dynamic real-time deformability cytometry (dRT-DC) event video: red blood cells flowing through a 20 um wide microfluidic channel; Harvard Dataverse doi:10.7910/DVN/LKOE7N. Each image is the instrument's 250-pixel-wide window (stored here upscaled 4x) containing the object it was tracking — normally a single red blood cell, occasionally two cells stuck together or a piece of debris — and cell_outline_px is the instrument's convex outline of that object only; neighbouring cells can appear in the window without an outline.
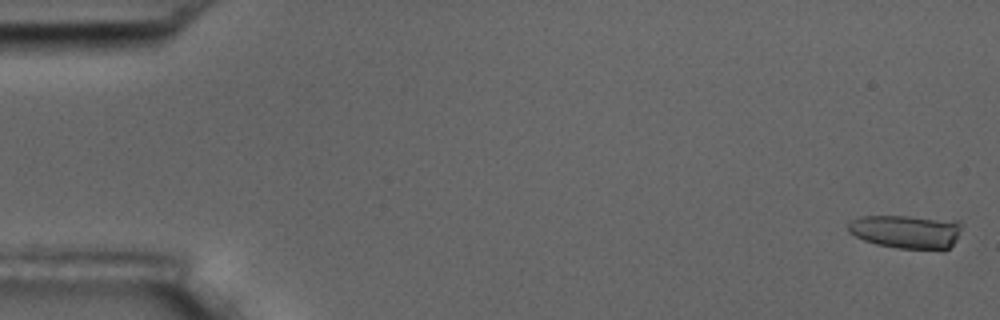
{"species": "common noctule bat (a hibernating species)", "species_latin": "Nyctalus noctula", "temperature_condition": "room temperature", "stored_images_in_passage": 26, "camera_frame_rate_fps": 3000, "um_per_image_px": 0.085, "animal": {"sex": "male", "body_mass_g": 17.5, "forearm_length_mm": 52.3}, "frame": {"image": 1, "passage_image": 2, "time_ms": 0.333, "image_size_px": [1000, 320], "cell_outline_px": [[960, 228], [956, 240], [944, 252], [896, 248], [876, 244], [864, 240], [848, 232], [848, 224], [852, 220], [860, 216], [908, 216], [960, 220]], "centroid_in_image_um": [77.08, 19.71], "position_along_channel_um": 7.9, "area_um2": 22.77}}
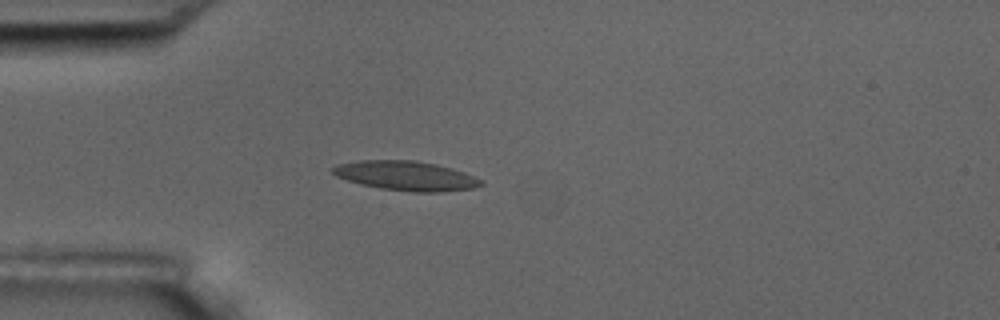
{"frame": {"image": 2, "passage_image": 17, "time_ms": 5.333, "image_size_px": [1000, 320], "cell_outline_px": [[484, 184], [476, 188], [440, 192], [412, 192], [380, 188], [360, 184], [336, 176], [332, 172], [332, 168], [336, 164], [360, 160], [412, 160], [436, 164], [464, 172], [484, 180]], "centroid_in_image_um": [34.53, 14.94], "position_along_channel_um": 50.5, "area_um2": 25.55}}